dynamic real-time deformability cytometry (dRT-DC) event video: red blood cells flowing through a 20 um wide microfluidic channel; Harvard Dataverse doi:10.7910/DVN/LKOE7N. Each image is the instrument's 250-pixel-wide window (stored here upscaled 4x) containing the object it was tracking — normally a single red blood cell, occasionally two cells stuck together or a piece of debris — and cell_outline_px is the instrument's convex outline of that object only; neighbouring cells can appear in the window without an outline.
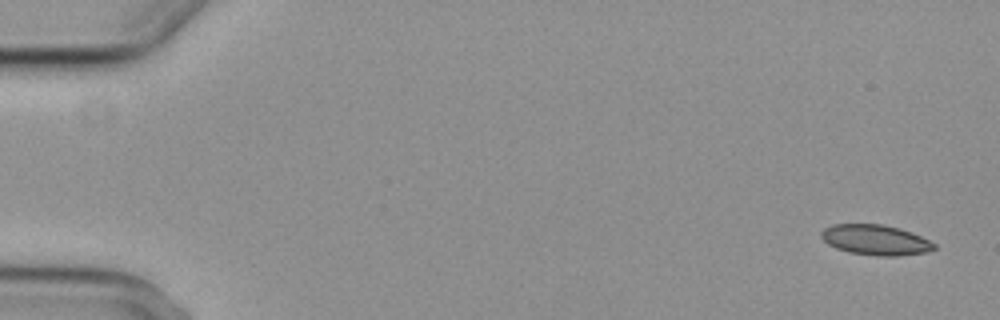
{"species": "common noctule bat (a hibernating species)", "species_latin": "Nyctalus noctula", "temperature_condition": "cold", "stored_images_in_passage": 5, "camera_frame_rate_fps": 3000, "um_per_image_px": 0.085, "animal": {"sex": "female", "body_mass_g": 29.2, "forearm_length_mm": 56.3}, "frame": {"image": 1, "passage_image": 1, "time_ms": 0.0, "image_size_px": [1000, 320], "cell_outline_px": [[936, 248], [924, 252], [900, 256], [876, 256], [848, 252], [836, 248], [828, 244], [820, 236], [820, 232], [824, 228], [832, 224], [884, 224], [900, 228], [912, 232], [936, 244]], "centroid_in_image_um": [74.4, 20.39], "position_along_channel_um": 10.6, "area_um2": 20.06}}
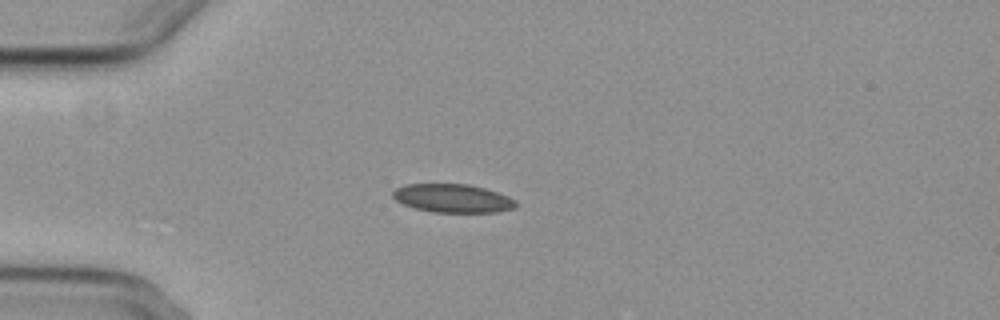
{"frame": {"image": 2, "passage_image": 4, "time_ms": 4.333, "image_size_px": [1000, 320], "cell_outline_px": [[516, 208], [496, 212], [432, 212], [416, 208], [404, 204], [396, 200], [392, 196], [392, 192], [396, 188], [408, 184], [468, 184], [484, 188], [508, 196], [516, 200]], "centroid_in_image_um": [38.49, 16.85], "position_along_channel_um": 46.5, "area_um2": 20.29}}